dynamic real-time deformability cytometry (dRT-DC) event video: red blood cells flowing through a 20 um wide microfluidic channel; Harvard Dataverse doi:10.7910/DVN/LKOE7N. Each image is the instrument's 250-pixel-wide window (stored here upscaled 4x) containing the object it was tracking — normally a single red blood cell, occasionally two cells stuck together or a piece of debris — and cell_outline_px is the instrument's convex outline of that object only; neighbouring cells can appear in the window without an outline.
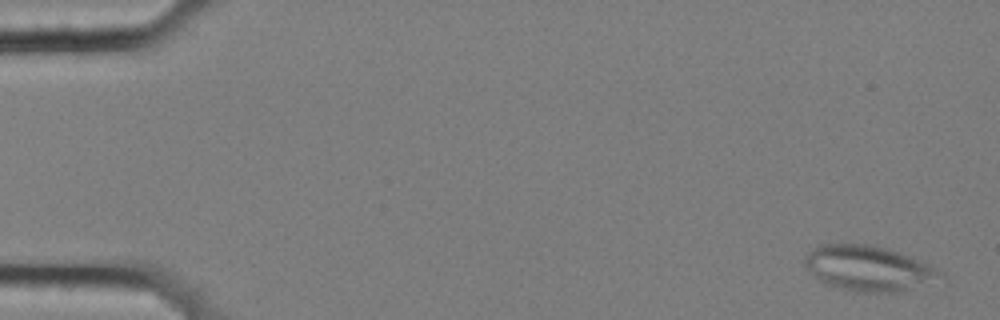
{"species": "common noctule bat (a hibernating species)", "species_latin": "Nyctalus noctula", "temperature_condition": "cold", "stored_images_in_passage": 58, "camera_frame_rate_fps": 3000, "um_per_image_px": 0.085, "animal": {"sex": "female", "body_mass_g": 25.1}, "frame": {"image": 1, "passage_image": 2, "time_ms": 0.333, "image_size_px": [1000, 320], "cell_outline_px": [[948, 280], [900, 292], [852, 292], [836, 288], [824, 284], [816, 280], [812, 276], [804, 264], [804, 256], [808, 252], [820, 244], [868, 244], [900, 252], [936, 268], [948, 276]], "centroid_in_image_um": [73.86, 22.85], "position_along_channel_um": 11.1, "area_um2": 36.7}}
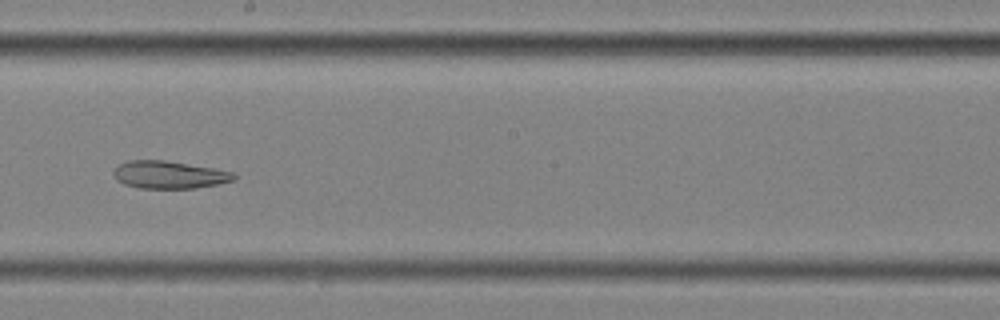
{"frame": {"image": 2, "passage_image": 33, "time_ms": 10.667, "image_size_px": [1000, 320], "cell_outline_px": [[236, 180], [220, 184], [196, 188], [136, 188], [124, 184], [116, 180], [112, 172], [120, 164], [128, 160], [164, 160], [212, 168], [232, 172], [236, 176]], "centroid_in_image_um": [14.37, 14.86], "position_along_channel_um": 233.8, "area_um2": 19.36}}
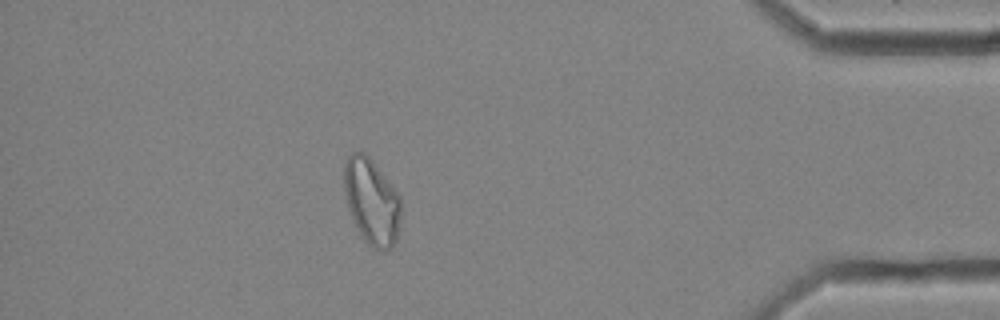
{"frame": {"image": 3, "passage_image": 51, "time_ms": 16.667, "image_size_px": [1000, 320], "cell_outline_px": [[400, 228], [396, 240], [392, 248], [384, 252], [372, 248], [368, 244], [356, 228], [352, 220], [348, 208], [344, 192], [344, 164], [348, 156], [352, 152], [364, 152], [372, 160], [400, 196]], "centroid_in_image_um": [31.59, 17.16], "position_along_channel_um": 403.6, "area_um2": 28.67}, "authors_computed_cell_mechanics": {"area_um2": 27.5417, "velocity_mm_per_s": 3.5009, "shape_relaxation_time_tau1_ms": null, "shape_relaxation_time_tau2_ms": 9.5678, "deformation_change_tau1": null, "deformation_change_tau2": 0.1901}}